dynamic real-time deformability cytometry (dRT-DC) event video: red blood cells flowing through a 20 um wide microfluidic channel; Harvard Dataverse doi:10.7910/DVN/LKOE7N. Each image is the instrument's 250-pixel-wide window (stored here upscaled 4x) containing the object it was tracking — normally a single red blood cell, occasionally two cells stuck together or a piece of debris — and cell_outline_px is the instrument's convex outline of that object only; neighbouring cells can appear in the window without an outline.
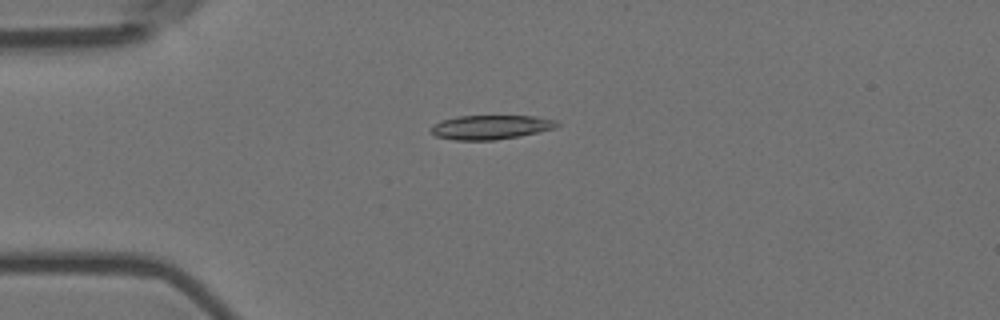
{"species": "Egyptian fruit bat (a non-hibernating species)", "species_latin": "Rousettus aegyptiacus", "temperature_condition": "room temperature", "stored_images_in_passage": 6, "camera_frame_rate_fps": 3000, "um_per_image_px": 0.085, "animal": {"sex": "female"}, "frame": {"image": 1, "passage_image": 4, "time_ms": 1.0, "image_size_px": [1000, 320], "cell_outline_px": [[560, 124], [556, 128], [520, 136], [496, 140], [456, 140], [436, 136], [428, 128], [432, 124], [440, 120], [460, 116], [536, 116], [556, 120]], "centroid_in_image_um": [41.7, 10.81], "position_along_channel_um": 43.3, "area_um2": 17.92}}
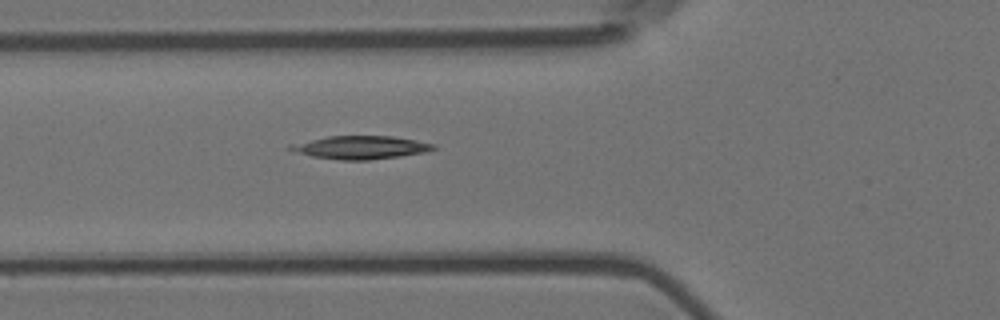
{"frame": {"image": 2, "passage_image": 6, "time_ms": 1.667, "image_size_px": [1000, 320], "cell_outline_px": [[436, 148], [424, 152], [400, 156], [368, 160], [340, 160], [312, 156], [288, 148], [288, 144], [328, 136], [392, 136], [416, 140], [436, 144]], "centroid_in_image_um": [30.67, 12.52], "position_along_channel_um": 95.1, "area_um2": 19.13}}